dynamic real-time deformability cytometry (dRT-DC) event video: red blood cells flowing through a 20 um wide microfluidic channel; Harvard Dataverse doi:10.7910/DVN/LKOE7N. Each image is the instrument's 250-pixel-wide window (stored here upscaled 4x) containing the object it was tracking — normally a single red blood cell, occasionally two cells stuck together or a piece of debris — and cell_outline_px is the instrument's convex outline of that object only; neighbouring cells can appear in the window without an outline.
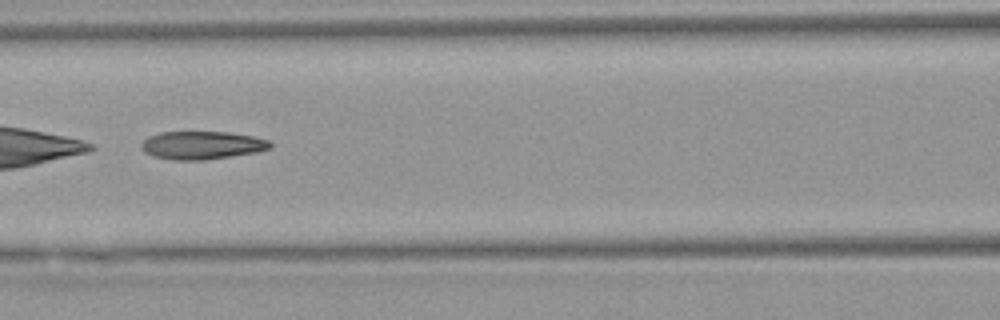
{"species": "Egyptian fruit bat (a non-hibernating species)", "species_latin": "Rousettus aegyptiacus", "temperature_condition": "warm", "stored_images_in_passage": 50, "camera_frame_rate_fps": 3000, "um_per_image_px": 0.085, "animal": {"sex": "female"}, "frame": {"image": 1, "passage_image": 22, "time_ms": 7.0, "image_size_px": [1000, 320], "cell_outline_px": [[272, 148], [256, 152], [204, 160], [176, 160], [152, 156], [144, 152], [140, 144], [148, 136], [160, 132], [228, 132], [252, 136], [268, 140], [272, 144]], "centroid_in_image_um": [17.15, 12.34], "position_along_channel_um": 149.5, "area_um2": 21.04}}
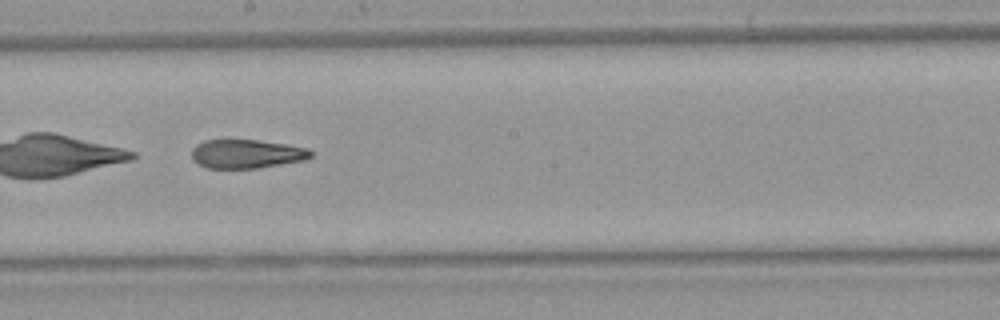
{"frame": {"image": 2, "passage_image": 28, "time_ms": 9.0, "image_size_px": [1000, 320], "cell_outline_px": [[312, 156], [304, 160], [256, 168], [208, 168], [196, 164], [192, 160], [192, 148], [196, 144], [204, 140], [228, 136], [260, 140], [288, 144], [308, 148], [312, 152]], "centroid_in_image_um": [20.88, 13.02], "position_along_channel_um": 227.3, "area_um2": 20.92}}
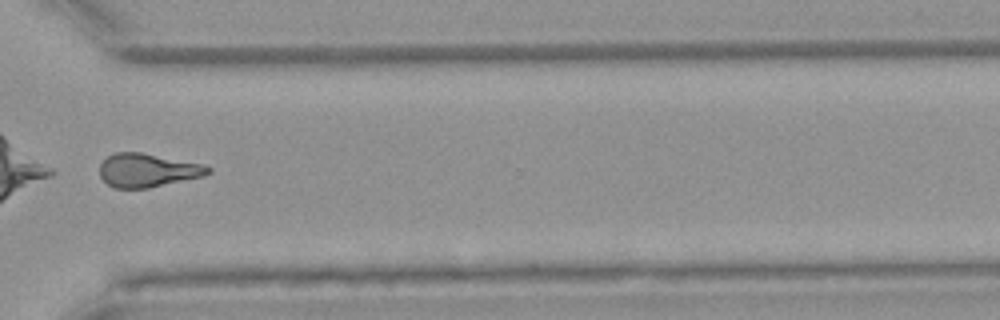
{"frame": {"image": 3, "passage_image": 38, "time_ms": 12.333, "image_size_px": [1000, 320], "cell_outline_px": [[212, 172], [204, 176], [148, 188], [116, 188], [108, 184], [100, 176], [100, 164], [108, 156], [116, 152], [140, 152], [200, 164], [212, 168]], "centroid_in_image_um": [12.54, 14.48], "position_along_channel_um": 358.1, "area_um2": 20.92}, "authors_computed_cell_mechanics": {"area_um2": 22.5131, "velocity_mm_per_s": 3.9237, "shape_relaxation_time_tau1_ms": 7.3312, "shape_relaxation_time_tau2_ms": 3.5287, "deformation_change_tau1": 0.2356, "deformation_change_tau2": 0.1402}}